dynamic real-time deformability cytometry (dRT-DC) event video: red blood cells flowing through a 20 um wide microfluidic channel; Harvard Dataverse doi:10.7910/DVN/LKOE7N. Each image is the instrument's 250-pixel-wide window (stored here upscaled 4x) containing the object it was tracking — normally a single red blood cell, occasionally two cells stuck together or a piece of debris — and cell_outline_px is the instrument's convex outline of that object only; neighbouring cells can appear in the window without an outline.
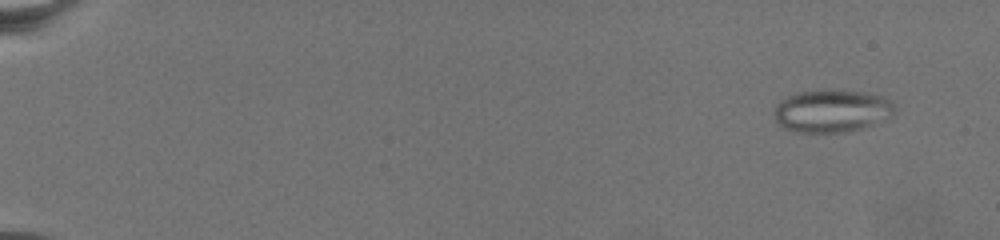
{"species": "common noctule bat (a hibernating species)", "species_latin": "Nyctalus noctula", "temperature_condition": "warm", "stored_images_in_passage": 76, "camera_frame_rate_fps": 3000, "um_per_image_px": 0.085, "animal": {"sex": "female", "body_mass_g": 19.5, "forearm_length_mm": 54.1}, "frame": {"image": 1, "passage_image": 6, "time_ms": 1.667, "image_size_px": [1000, 240], "cell_outline_px": [[896, 112], [892, 116], [872, 124], [848, 132], [796, 132], [784, 128], [776, 120], [772, 112], [776, 104], [780, 100], [788, 96], [800, 92], [860, 92], [880, 96], [892, 100]], "centroid_in_image_um": [70.69, 9.46], "position_along_channel_um": 14.3, "area_um2": 29.3}}
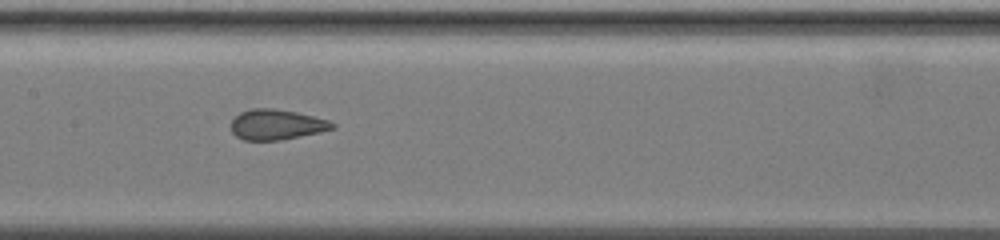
{"frame": {"image": 2, "passage_image": 42, "time_ms": 13.667, "image_size_px": [1000, 240], "cell_outline_px": [[336, 128], [320, 132], [280, 140], [244, 140], [236, 136], [232, 132], [232, 120], [240, 112], [252, 108], [272, 108], [296, 112], [328, 120], [336, 124]], "centroid_in_image_um": [23.51, 10.59], "position_along_channel_um": 183.9, "area_um2": 17.8}}
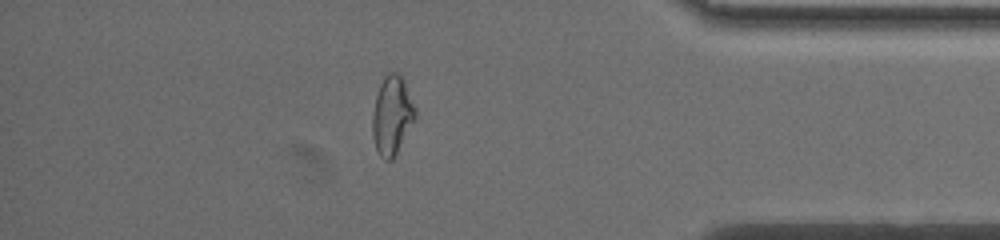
{"frame": {"image": 3, "passage_image": 67, "time_ms": 22.0, "image_size_px": [1000, 240], "cell_outline_px": [[416, 120], [392, 160], [384, 160], [380, 156], [376, 148], [372, 136], [372, 116], [376, 96], [380, 84], [384, 76], [388, 72], [396, 72], [404, 80], [416, 108]], "centroid_in_image_um": [33.33, 9.81], "position_along_channel_um": 401.9, "area_um2": 19.77}}